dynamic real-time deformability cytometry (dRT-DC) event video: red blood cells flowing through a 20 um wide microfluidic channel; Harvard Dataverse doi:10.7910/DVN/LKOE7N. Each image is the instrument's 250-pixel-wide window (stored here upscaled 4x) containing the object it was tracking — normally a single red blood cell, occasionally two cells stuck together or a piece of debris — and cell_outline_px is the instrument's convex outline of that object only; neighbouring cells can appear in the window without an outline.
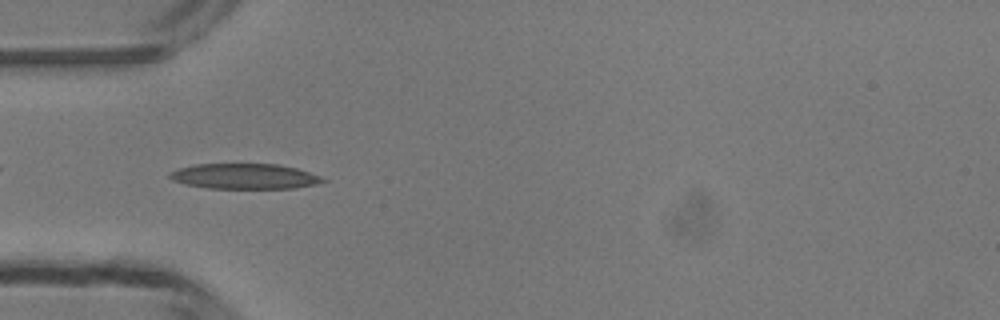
{"species": "common noctule bat (a hibernating species)", "species_latin": "Nyctalus noctula", "temperature_condition": "room temperature", "stored_images_in_passage": 36, "camera_frame_rate_fps": 3000, "um_per_image_px": 0.085, "animal": {"sex": "male", "body_mass_g": 13.3}, "frame": {"image": 1, "passage_image": 2, "time_ms": 0.333, "image_size_px": [1000, 320], "cell_outline_px": [[328, 180], [316, 184], [292, 188], [208, 188], [184, 184], [172, 180], [168, 176], [168, 172], [176, 168], [196, 164], [276, 164], [296, 168], [320, 176]], "centroid_in_image_um": [20.72, 14.98], "position_along_channel_um": 64.3, "area_um2": 22.6}}
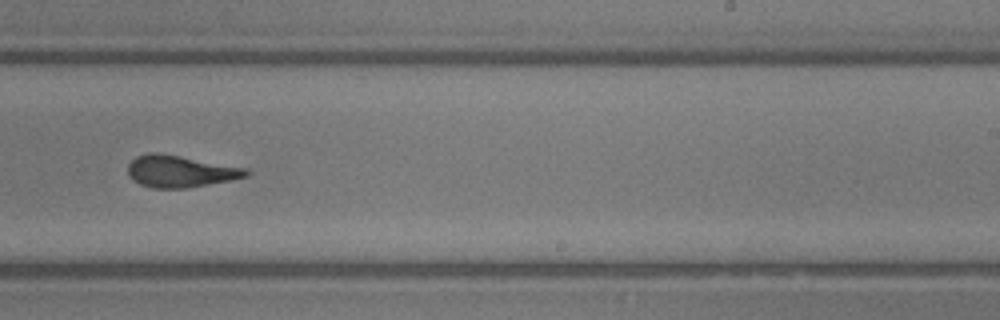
{"frame": {"image": 2, "passage_image": 17, "time_ms": 5.333, "image_size_px": [1000, 320], "cell_outline_px": [[252, 172], [248, 176], [232, 180], [188, 188], [152, 188], [140, 184], [132, 180], [128, 176], [128, 164], [136, 156], [152, 152], [160, 152], [248, 168]], "centroid_in_image_um": [15.34, 14.56], "position_along_channel_um": 273.7, "area_um2": 22.31}}
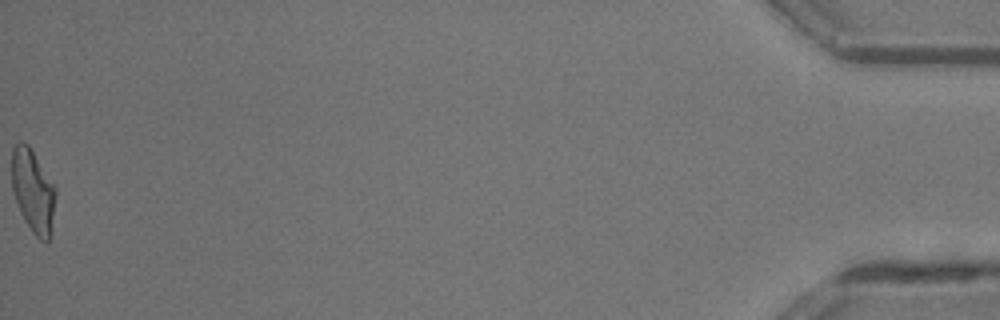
{"frame": {"image": 3, "passage_image": 36, "time_ms": 11.667, "image_size_px": [1000, 320], "cell_outline_px": [[56, 196], [48, 240], [44, 244], [32, 232], [24, 220], [20, 212], [12, 188], [12, 148], [20, 140], [24, 140], [28, 144], [56, 188]], "centroid_in_image_um": [2.79, 16.2], "position_along_channel_um": 432.4, "area_um2": 21.04}, "authors_computed_cell_mechanics": {"area_um2": 22.2241, "velocity_mm_per_s": 4.2041, "shape_relaxation_time_tau1_ms": 9.0214, "shape_relaxation_time_tau2_ms": 1.6111, "deformation_change_tau1": 0.2589, "deformation_change_tau2": 0.1088}}